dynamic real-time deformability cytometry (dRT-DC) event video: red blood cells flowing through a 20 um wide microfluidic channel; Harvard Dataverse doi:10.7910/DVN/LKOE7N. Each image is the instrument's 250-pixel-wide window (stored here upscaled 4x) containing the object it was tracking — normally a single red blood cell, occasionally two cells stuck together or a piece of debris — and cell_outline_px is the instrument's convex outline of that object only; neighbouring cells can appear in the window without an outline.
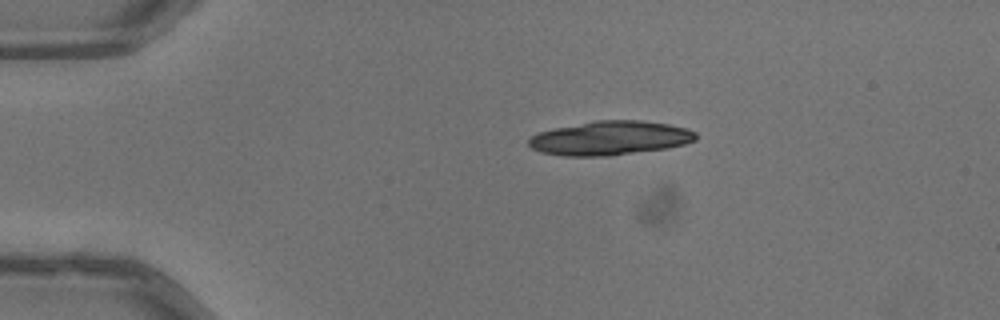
{"species": "common noctule bat (a hibernating species)", "species_latin": "Nyctalus noctula", "temperature_condition": "warm", "stored_images_in_passage": 10, "camera_frame_rate_fps": 3000, "um_per_image_px": 0.085, "animal": {"sex": "male", "body_mass_g": 13.3}, "frame": {"image": 1, "passage_image": 1, "time_ms": 0.0, "image_size_px": [1000, 320], "cell_outline_px": [[696, 140], [684, 144], [664, 148], [608, 156], [564, 156], [540, 152], [532, 148], [528, 144], [528, 140], [532, 136], [540, 132], [556, 128], [596, 120], [640, 120], [668, 124], [684, 128], [696, 132]], "centroid_in_image_um": [51.84, 11.74], "position_along_channel_um": 33.2, "area_um2": 32.83}}